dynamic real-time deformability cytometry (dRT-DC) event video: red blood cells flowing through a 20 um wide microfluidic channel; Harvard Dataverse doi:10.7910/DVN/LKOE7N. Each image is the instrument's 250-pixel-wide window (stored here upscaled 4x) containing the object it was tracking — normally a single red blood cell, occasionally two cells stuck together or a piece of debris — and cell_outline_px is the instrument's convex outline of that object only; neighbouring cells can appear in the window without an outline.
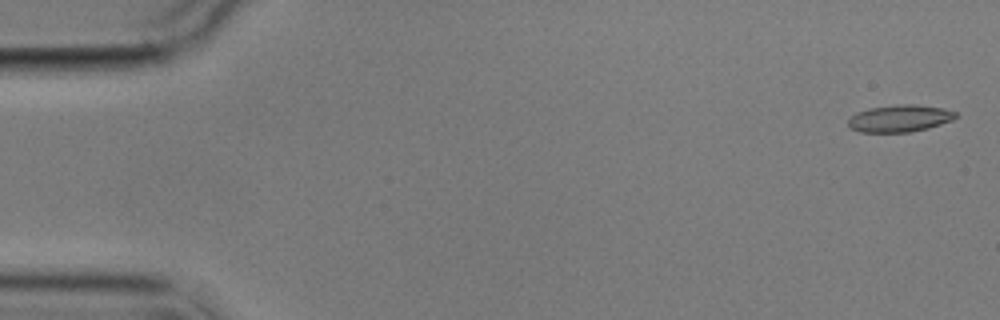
{"species": "common noctule bat (a hibernating species)", "species_latin": "Nyctalus noctula", "temperature_condition": "cold", "stored_images_in_passage": 7, "camera_frame_rate_fps": 3000, "um_per_image_px": 0.085, "animal": {"sex": "male", "body_mass_g": 17.9}, "frame": {"image": 1, "passage_image": 1, "time_ms": 0.0, "image_size_px": [1000, 320], "cell_outline_px": [[956, 116], [952, 120], [928, 128], [912, 132], [860, 132], [852, 128], [848, 124], [848, 120], [856, 112], [868, 108], [896, 104], [916, 104], [944, 108], [956, 112]], "centroid_in_image_um": [76.47, 10.05], "position_along_channel_um": 8.5, "area_um2": 16.99}}
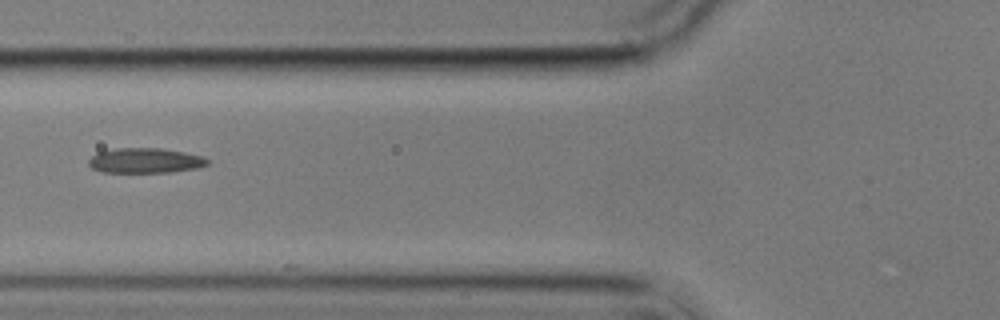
{"frame": {"image": 2, "passage_image": 6, "time_ms": 6.667, "image_size_px": [1000, 320], "cell_outline_px": [[208, 164], [200, 168], [172, 172], [104, 172], [92, 168], [88, 164], [88, 160], [92, 156], [100, 152], [116, 148], [160, 148], [184, 152], [204, 156], [208, 160]], "centroid_in_image_um": [12.38, 13.65], "position_along_channel_um": 113.4, "area_um2": 17.34}}
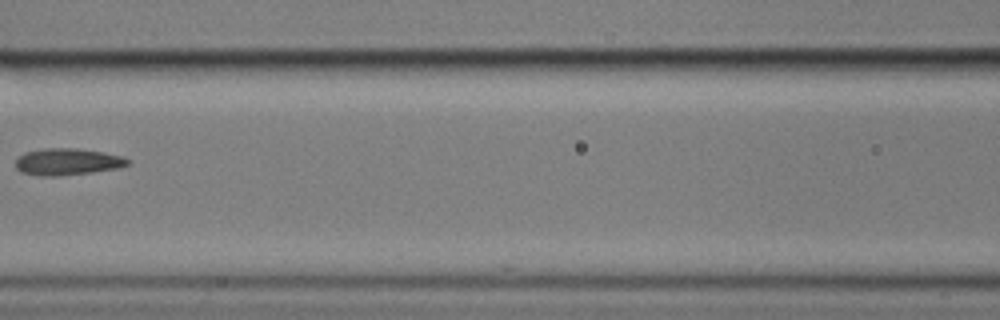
{"frame": {"image": 3, "passage_image": 7, "time_ms": 8.0, "image_size_px": [1000, 320], "cell_outline_px": [[128, 164], [116, 168], [92, 172], [60, 176], [40, 176], [20, 172], [16, 168], [16, 160], [24, 152], [44, 148], [76, 148], [104, 152], [124, 156], [128, 160]], "centroid_in_image_um": [5.7, 13.74], "position_along_channel_um": 160.9, "area_um2": 17.51}}